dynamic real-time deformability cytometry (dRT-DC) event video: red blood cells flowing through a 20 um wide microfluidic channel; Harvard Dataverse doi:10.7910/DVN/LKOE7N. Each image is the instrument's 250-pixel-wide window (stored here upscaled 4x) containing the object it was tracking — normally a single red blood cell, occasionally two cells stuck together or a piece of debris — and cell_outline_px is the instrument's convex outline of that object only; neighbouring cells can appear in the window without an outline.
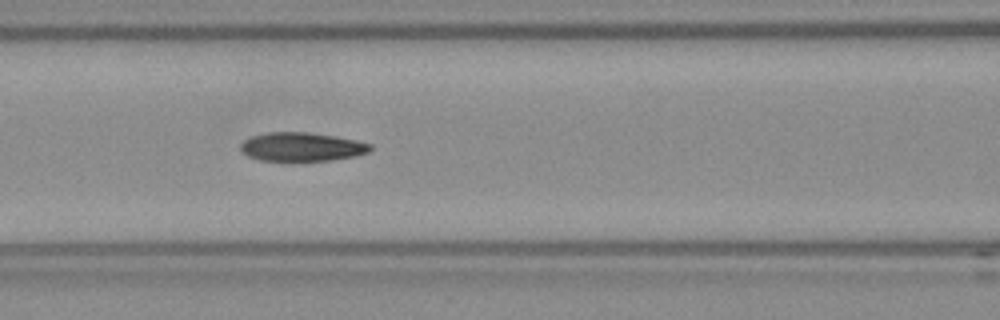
{"species": "Egyptian fruit bat (a non-hibernating species)", "species_latin": "Rousettus aegyptiacus", "temperature_condition": "room temperature", "stored_images_in_passage": 36, "camera_frame_rate_fps": 3000, "um_per_image_px": 0.085, "frame": {"image": 1, "passage_image": 11, "time_ms": 3.333, "image_size_px": [1000, 320], "cell_outline_px": [[372, 148], [368, 152], [356, 156], [332, 160], [260, 160], [248, 156], [240, 148], [240, 144], [244, 140], [252, 136], [268, 132], [308, 132], [336, 136], [356, 140], [372, 144]], "centroid_in_image_um": [25.67, 12.47], "position_along_channel_um": 140.9, "area_um2": 21.62}, "authors_computed_cell_mechanics": {"area_um2": 22.2241, "velocity_mm_per_s": 3.7739, "shape_relaxation_time_tau1_ms": null, "shape_relaxation_time_tau2_ms": 3.5211, "deformation_change_tau1": null, "deformation_change_tau2": 0.1119}}